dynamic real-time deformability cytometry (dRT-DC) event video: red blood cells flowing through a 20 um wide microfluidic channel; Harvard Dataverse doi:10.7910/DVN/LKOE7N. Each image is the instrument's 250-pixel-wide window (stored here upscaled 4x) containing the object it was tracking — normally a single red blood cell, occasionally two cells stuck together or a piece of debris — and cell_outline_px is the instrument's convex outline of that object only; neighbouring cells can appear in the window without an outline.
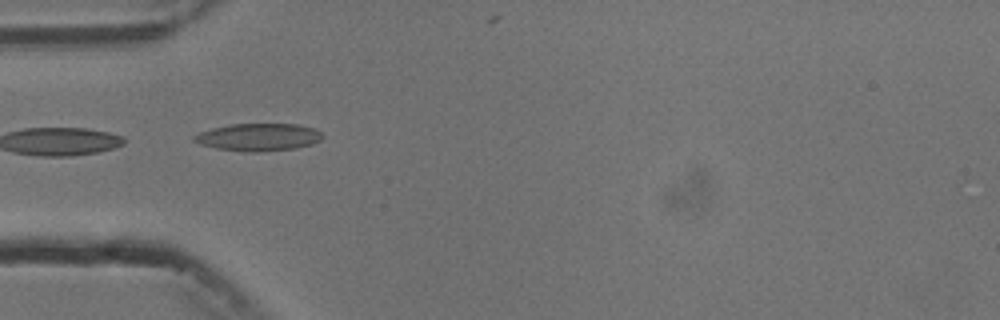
{"species": "common noctule bat (a hibernating species)", "species_latin": "Nyctalus noctula", "temperature_condition": "cold", "stored_images_in_passage": 6, "camera_frame_rate_fps": 3000, "um_per_image_px": 0.085, "animal": {"sex": "male", "body_mass_g": 13.3}, "frame": {"image": 1, "passage_image": 5, "time_ms": 4.667, "image_size_px": [1000, 320], "cell_outline_px": [[324, 136], [320, 140], [312, 144], [296, 148], [256, 152], [248, 152], [216, 148], [200, 144], [192, 140], [192, 136], [200, 132], [212, 128], [232, 124], [296, 124], [316, 128]], "centroid_in_image_um": [21.97, 11.65], "position_along_channel_um": 63.0, "area_um2": 20.58}}